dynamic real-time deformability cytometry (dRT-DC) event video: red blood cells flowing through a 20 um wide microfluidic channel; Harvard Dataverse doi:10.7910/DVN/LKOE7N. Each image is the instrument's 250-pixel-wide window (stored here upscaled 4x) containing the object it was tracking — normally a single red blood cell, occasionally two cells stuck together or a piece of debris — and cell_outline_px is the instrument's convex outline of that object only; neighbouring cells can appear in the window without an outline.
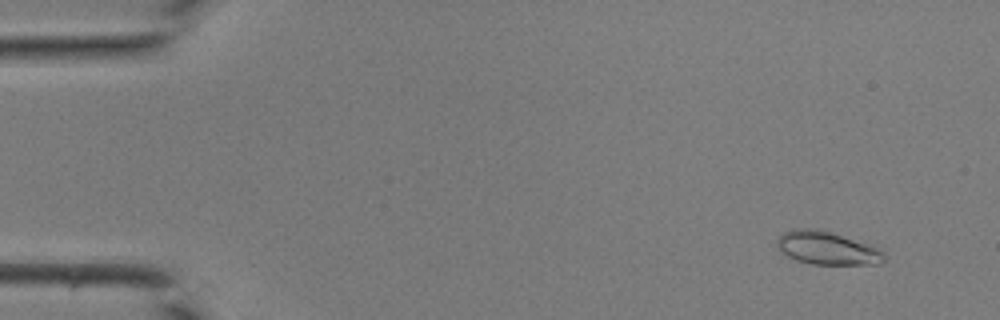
{"species": "common noctule bat (a hibernating species)", "species_latin": "Nyctalus noctula", "temperature_condition": "room temperature", "stored_images_in_passage": 43, "camera_frame_rate_fps": 3000, "um_per_image_px": 0.085, "animal": {"sex": "male", "body_mass_g": 19.0, "forearm_length_mm": 50.8}, "frame": {"image": 1, "passage_image": 4, "time_ms": 1.0, "image_size_px": [1000, 320], "cell_outline_px": [[884, 260], [880, 264], [812, 264], [796, 260], [788, 256], [776, 244], [776, 240], [784, 232], [792, 228], [820, 228], [876, 248], [884, 252]], "centroid_in_image_um": [70.26, 21.08], "position_along_channel_um": 14.7, "area_um2": 20.35}}
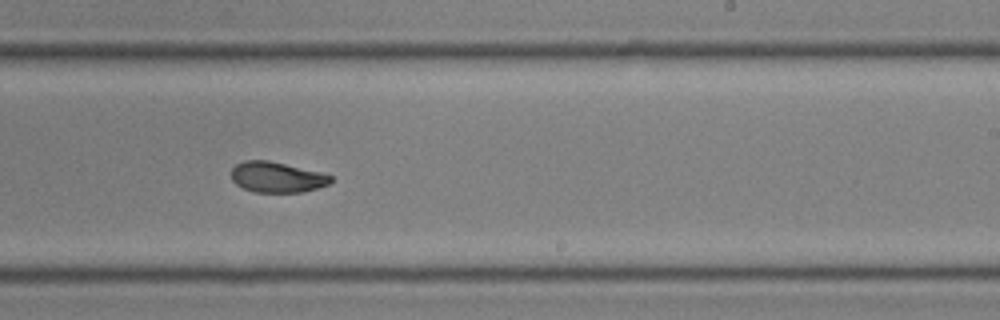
{"frame": {"image": 2, "passage_image": 27, "time_ms": 8.667, "image_size_px": [1000, 320], "cell_outline_px": [[332, 180], [328, 184], [304, 192], [252, 192], [236, 184], [232, 180], [232, 168], [236, 164], [244, 160], [268, 160], [320, 172], [332, 176]], "centroid_in_image_um": [23.51, 15.06], "position_along_channel_um": 265.5, "area_um2": 17.63}}
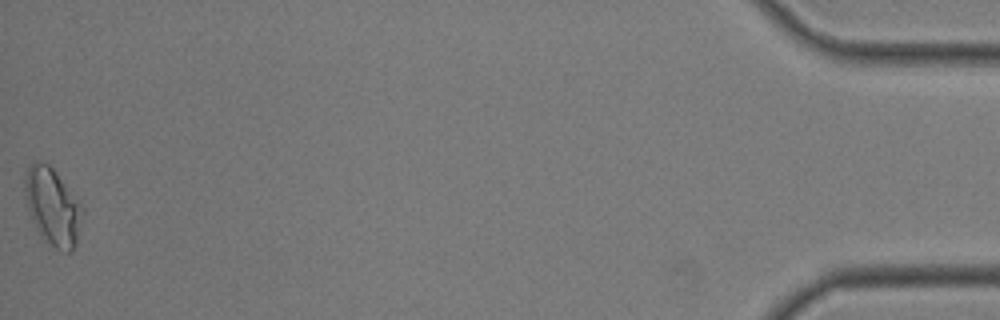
{"frame": {"image": 3, "passage_image": 43, "time_ms": 14.0, "image_size_px": [1000, 320], "cell_outline_px": [[84, 212], [76, 244], [72, 252], [64, 252], [56, 248], [40, 236], [36, 228], [28, 208], [24, 188], [24, 176], [28, 168], [36, 160], [48, 164], [56, 172], [80, 200], [84, 208]], "centroid_in_image_um": [4.51, 17.57], "position_along_channel_um": 430.7, "area_um2": 26.01}}